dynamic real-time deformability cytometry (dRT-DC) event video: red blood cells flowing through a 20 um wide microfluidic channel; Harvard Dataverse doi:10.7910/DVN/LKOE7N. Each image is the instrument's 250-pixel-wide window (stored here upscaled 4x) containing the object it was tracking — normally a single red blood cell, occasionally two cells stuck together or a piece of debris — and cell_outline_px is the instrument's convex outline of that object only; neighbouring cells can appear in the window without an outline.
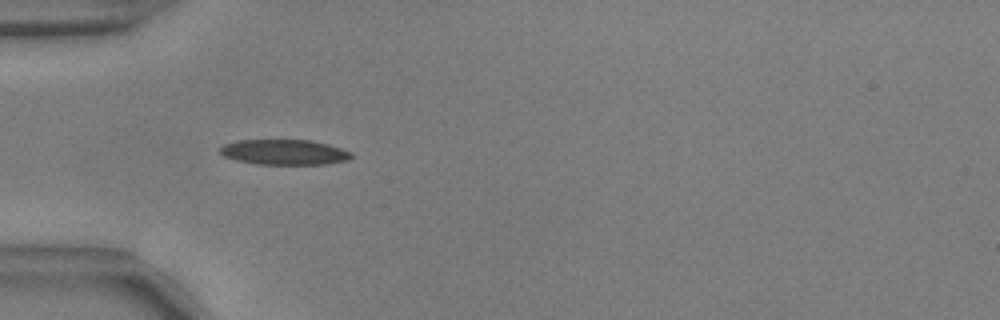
{"species": "common noctule bat (a hibernating species)", "species_latin": "Nyctalus noctula", "temperature_condition": "warm", "stored_images_in_passage": 19, "camera_frame_rate_fps": 3000, "um_per_image_px": 0.085, "animal": {"sex": "male", "body_mass_g": 17.9, "forearm_length_mm": 54.2}, "frame": {"image": 1, "passage_image": 4, "time_ms": 1.0, "image_size_px": [1000, 320], "cell_outline_px": [[352, 156], [348, 160], [328, 164], [256, 164], [236, 160], [224, 156], [220, 152], [220, 148], [224, 144], [236, 140], [308, 140], [328, 144], [352, 152]], "centroid_in_image_um": [24.16, 12.93], "position_along_channel_um": 60.8, "area_um2": 19.31}}